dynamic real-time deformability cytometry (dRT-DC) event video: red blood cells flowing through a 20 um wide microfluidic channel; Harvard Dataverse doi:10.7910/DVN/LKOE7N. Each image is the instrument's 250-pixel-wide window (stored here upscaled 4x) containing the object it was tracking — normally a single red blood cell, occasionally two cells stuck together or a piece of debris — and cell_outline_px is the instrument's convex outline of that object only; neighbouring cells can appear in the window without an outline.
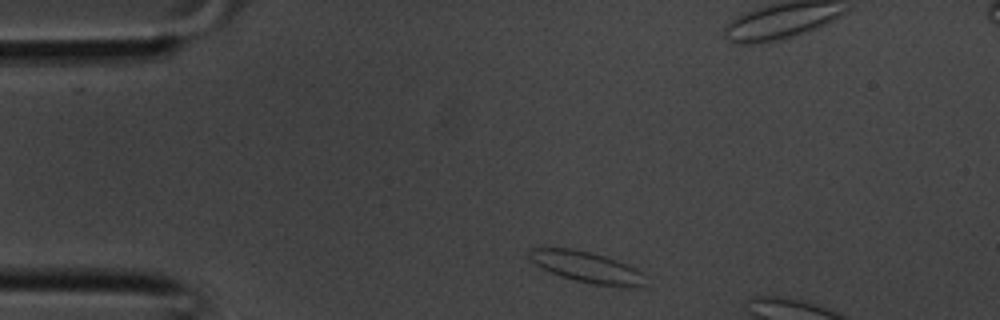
{"species": "common noctule bat (a hibernating species)", "species_latin": "Nyctalus noctula", "temperature_condition": "room temperature", "stored_images_in_passage": 5, "camera_frame_rate_fps": 3000, "um_per_image_px": 0.085, "animal": {"sex": "male", "body_mass_g": 20.1, "forearm_length_mm": 53.5}, "frame": {"image": 1, "passage_image": 1, "time_ms": 0.0, "image_size_px": [1000, 320], "cell_outline_px": [[640, 284], [628, 288], [620, 288], [592, 284], [576, 280], [552, 272], [536, 264], [528, 256], [528, 252], [532, 248], [572, 248], [604, 256], [616, 260], [640, 272]], "centroid_in_image_um": [49.8, 22.69], "position_along_channel_um": 35.2, "area_um2": 20.11}}